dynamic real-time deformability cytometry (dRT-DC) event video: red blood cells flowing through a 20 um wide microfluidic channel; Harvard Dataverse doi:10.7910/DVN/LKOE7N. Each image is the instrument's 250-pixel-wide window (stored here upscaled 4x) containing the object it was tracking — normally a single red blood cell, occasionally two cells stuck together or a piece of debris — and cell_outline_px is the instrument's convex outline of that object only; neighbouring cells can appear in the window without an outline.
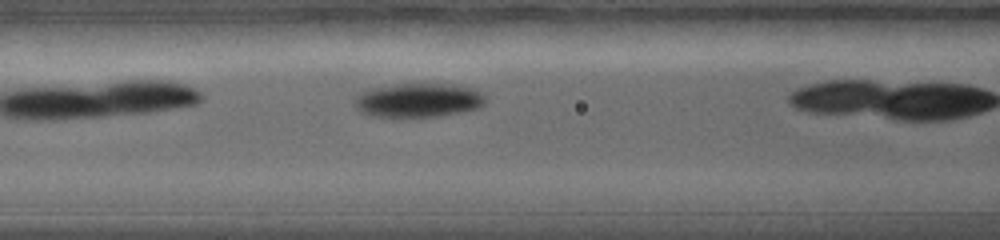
{"species": "common noctule bat (a hibernating species)", "species_latin": "Nyctalus noctula", "temperature_condition": "warm", "stored_images_in_passage": 4, "camera_frame_rate_fps": 5000, "um_per_image_px": 0.085, "animal": {"sex": "female", "body_mass_g": 19.0, "forearm_length_mm": 56.7}, "frame": {"image": 1, "passage_image": 4, "time_ms": 1.4, "image_size_px": [1000, 240], "cell_outline_px": [[484, 104], [480, 108], [440, 116], [368, 116], [360, 112], [352, 104], [356, 96], [372, 88], [396, 84], [452, 84], [476, 88], [484, 96]], "centroid_in_image_um": [35.56, 8.51], "position_along_channel_um": 131.0, "area_um2": 25.95}}